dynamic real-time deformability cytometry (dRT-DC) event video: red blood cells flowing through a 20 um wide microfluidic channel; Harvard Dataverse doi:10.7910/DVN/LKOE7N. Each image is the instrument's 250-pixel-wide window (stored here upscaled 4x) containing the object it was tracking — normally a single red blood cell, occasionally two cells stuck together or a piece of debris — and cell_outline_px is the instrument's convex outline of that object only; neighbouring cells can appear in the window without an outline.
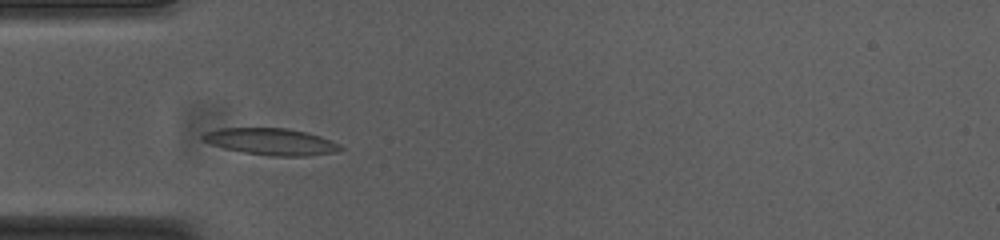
{"species": "common noctule bat (a hibernating species)", "species_latin": "Nyctalus noctula", "temperature_condition": "cold", "stored_images_in_passage": 42, "camera_frame_rate_fps": 3000, "um_per_image_px": 0.085, "animal": {"sex": "female", "body_mass_g": 23.0, "forearm_length_mm": 53.4}, "frame": {"image": 1, "passage_image": 4, "time_ms": 1.0, "image_size_px": [1000, 240], "cell_outline_px": [[344, 148], [336, 152], [304, 156], [272, 156], [244, 152], [224, 148], [200, 140], [200, 136], [204, 132], [220, 128], [288, 128], [308, 132], [320, 136], [340, 144]], "centroid_in_image_um": [23.03, 12.03], "position_along_channel_um": 62.0, "area_um2": 21.5}}
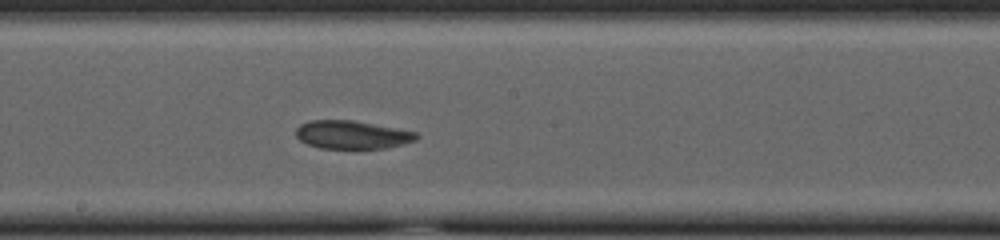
{"frame": {"image": 2, "passage_image": 17, "time_ms": 5.333, "image_size_px": [1000, 240], "cell_outline_px": [[420, 136], [416, 140], [384, 148], [320, 148], [308, 144], [300, 140], [296, 136], [296, 128], [300, 124], [312, 120], [352, 120], [396, 128], [416, 132]], "centroid_in_image_um": [29.9, 11.44], "position_along_channel_um": 218.3, "area_um2": 19.59}}
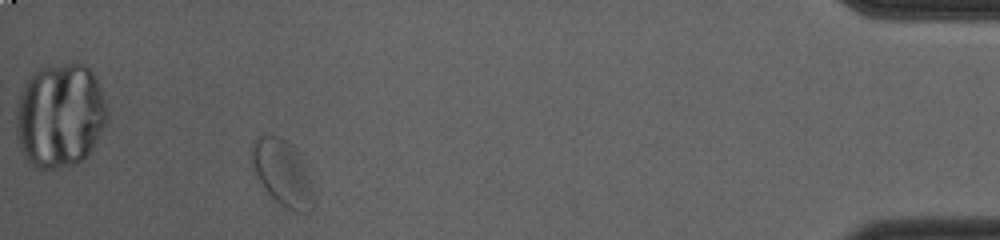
{"frame": {"image": 3, "passage_image": 38, "time_ms": 12.333, "image_size_px": [1000, 240], "cell_outline_px": [[316, 204], [308, 212], [296, 212], [280, 204], [268, 192], [256, 176], [252, 164], [252, 140], [260, 136], [280, 136], [288, 140], [300, 152], [316, 200]], "centroid_in_image_um": [24.04, 14.68], "position_along_channel_um": 411.2, "area_um2": 23.87}, "authors_computed_cell_mechanics": {"area_um2": 20.8369, "velocity_mm_per_s": 3.6396, "shape_relaxation_time_tau1_ms": 6.2158, "shape_relaxation_time_tau2_ms": 2.2219, "deformation_change_tau1": 0.1494, "deformation_change_tau2": 0.0624}}